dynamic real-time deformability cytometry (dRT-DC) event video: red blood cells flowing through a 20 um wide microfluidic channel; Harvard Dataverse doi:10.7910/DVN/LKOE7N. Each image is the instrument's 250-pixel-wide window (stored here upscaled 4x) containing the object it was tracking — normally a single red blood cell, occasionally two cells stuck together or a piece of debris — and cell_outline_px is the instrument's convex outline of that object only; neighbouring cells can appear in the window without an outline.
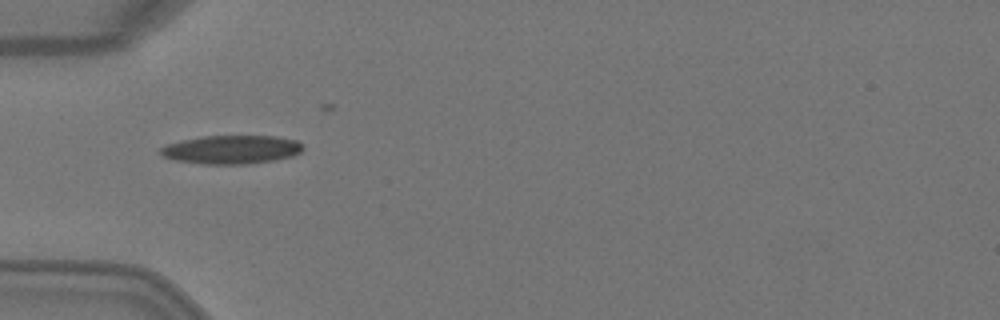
{"species": "Egyptian fruit bat (a non-hibernating species)", "species_latin": "Rousettus aegyptiacus", "temperature_condition": "warm", "stored_images_in_passage": 2, "camera_frame_rate_fps": 3000, "um_per_image_px": 0.085, "animal": {"sex": "female"}, "frame": {"image": 1, "passage_image": 1, "time_ms": 0.0, "image_size_px": [1000, 320], "cell_outline_px": [[304, 148], [300, 152], [292, 156], [276, 160], [248, 164], [204, 164], [176, 160], [164, 156], [160, 152], [160, 148], [168, 144], [180, 140], [204, 136], [276, 136], [296, 140]], "centroid_in_image_um": [19.69, 12.71], "position_along_channel_um": 65.3, "area_um2": 23.64}}